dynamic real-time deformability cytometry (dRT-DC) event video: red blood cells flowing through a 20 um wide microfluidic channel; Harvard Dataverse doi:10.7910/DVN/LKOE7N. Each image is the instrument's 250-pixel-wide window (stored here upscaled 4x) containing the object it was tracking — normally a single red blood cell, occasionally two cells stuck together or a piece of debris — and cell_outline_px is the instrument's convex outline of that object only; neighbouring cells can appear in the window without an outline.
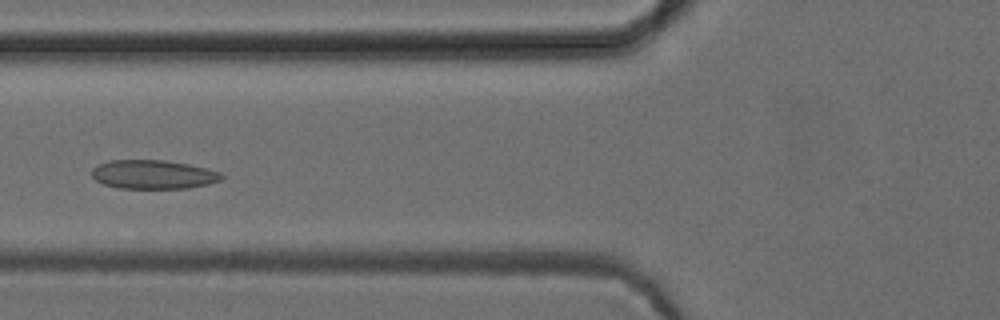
{"species": "common noctule bat (a hibernating species)", "species_latin": "Nyctalus noctula", "temperature_condition": "cold", "stored_images_in_passage": 49, "camera_frame_rate_fps": 3000, "um_per_image_px": 0.085, "animal": {"sex": "female", "body_mass_g": 24.6, "forearm_length_mm": 56.2}, "frame": {"image": 1, "passage_image": 17, "time_ms": 5.333, "image_size_px": [1000, 320], "cell_outline_px": [[224, 176], [220, 180], [208, 184], [188, 188], [120, 188], [104, 184], [96, 180], [92, 176], [92, 168], [108, 160], [164, 160], [188, 164], [208, 168], [220, 172]], "centroid_in_image_um": [13.04, 14.82], "position_along_channel_um": 112.8, "area_um2": 21.79}}
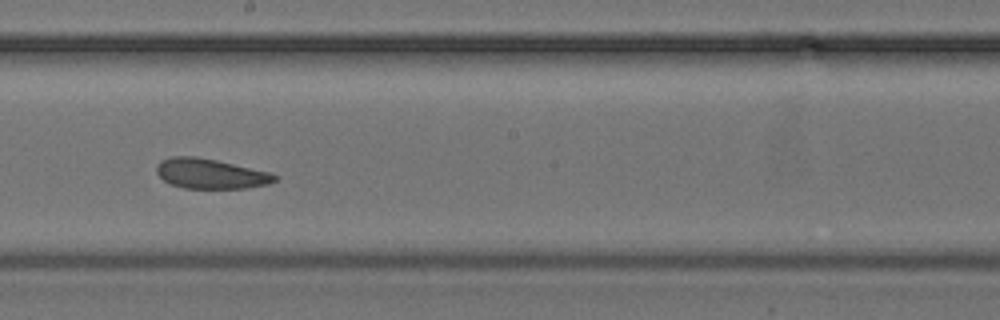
{"frame": {"image": 2, "passage_image": 26, "time_ms": 8.333, "image_size_px": [1000, 320], "cell_outline_px": [[280, 176], [276, 180], [268, 184], [248, 188], [184, 188], [172, 184], [164, 180], [156, 172], [156, 164], [160, 160], [172, 156], [196, 156], [216, 160], [268, 172]], "centroid_in_image_um": [17.87, 14.76], "position_along_channel_um": 230.3, "area_um2": 20.58}}
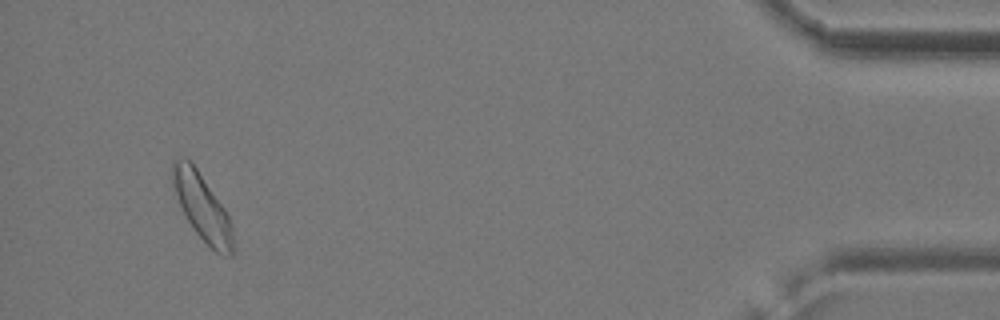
{"frame": {"image": 3, "passage_image": 46, "time_ms": 15.0, "image_size_px": [1000, 320], "cell_outline_px": [[232, 256], [224, 256], [216, 252], [192, 228], [180, 204], [172, 184], [172, 160], [188, 160], [196, 168], [224, 208], [232, 224]], "centroid_in_image_um": [17.19, 17.63], "position_along_channel_um": 418.0, "area_um2": 22.54}, "authors_computed_cell_mechanics": {"area_um2": 21.9062, "velocity_mm_per_s": 3.9118, "shape_relaxation_time_tau1_ms": null, "shape_relaxation_time_tau2_ms": 4.6656, "deformation_change_tau1": null, "deformation_change_tau2": 0.1176}}